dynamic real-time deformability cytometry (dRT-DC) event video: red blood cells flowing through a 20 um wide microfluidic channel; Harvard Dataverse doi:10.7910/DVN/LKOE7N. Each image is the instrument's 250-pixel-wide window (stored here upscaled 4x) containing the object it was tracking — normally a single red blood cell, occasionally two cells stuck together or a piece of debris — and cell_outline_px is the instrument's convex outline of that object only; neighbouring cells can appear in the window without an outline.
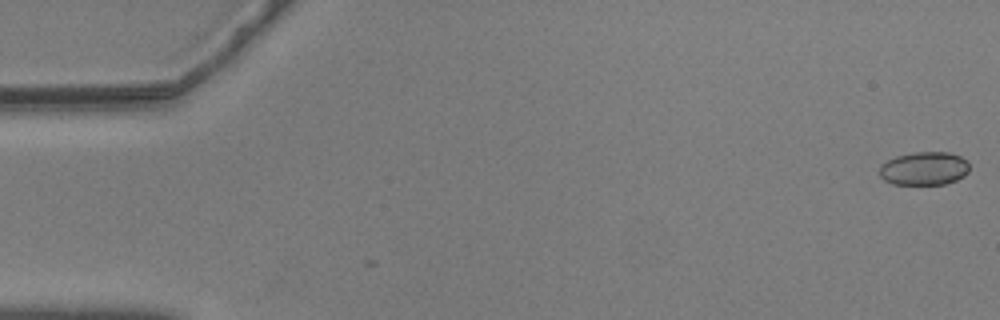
{"species": "common noctule bat (a hibernating species)", "species_latin": "Nyctalus noctula", "temperature_condition": "warm", "stored_images_in_passage": 57, "camera_frame_rate_fps": 3000, "um_per_image_px": 0.085, "animal": {"sex": "male", "body_mass_g": 20.5, "forearm_length_mm": 52.5}, "frame": {"image": 1, "passage_image": 1, "time_ms": 0.0, "image_size_px": [1000, 320], "cell_outline_px": [[968, 172], [964, 176], [956, 180], [944, 184], [892, 184], [884, 180], [880, 176], [880, 164], [896, 156], [912, 152], [948, 152], [960, 156], [968, 160]], "centroid_in_image_um": [78.55, 14.31], "position_along_channel_um": 6.4, "area_um2": 17.57}}
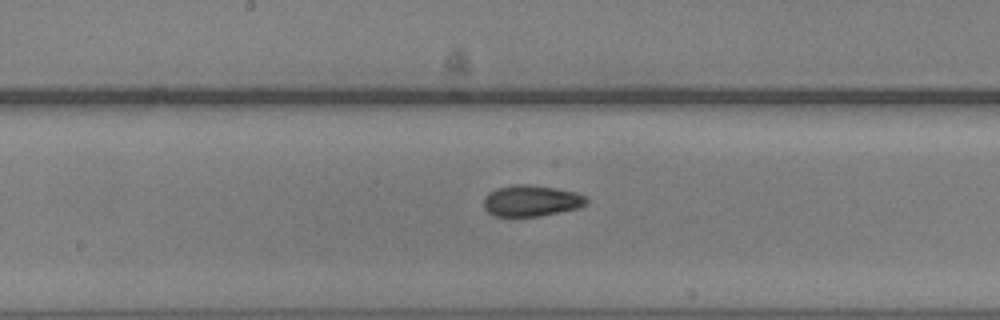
{"frame": {"image": 2, "passage_image": 30, "time_ms": 9.667, "image_size_px": [1000, 320], "cell_outline_px": [[588, 204], [580, 208], [540, 216], [492, 216], [484, 208], [484, 196], [488, 192], [496, 188], [512, 184], [528, 184], [556, 188], [576, 192], [584, 196], [588, 200]], "centroid_in_image_um": [45.15, 17.06], "position_along_channel_um": 203.0, "area_um2": 18.96}}
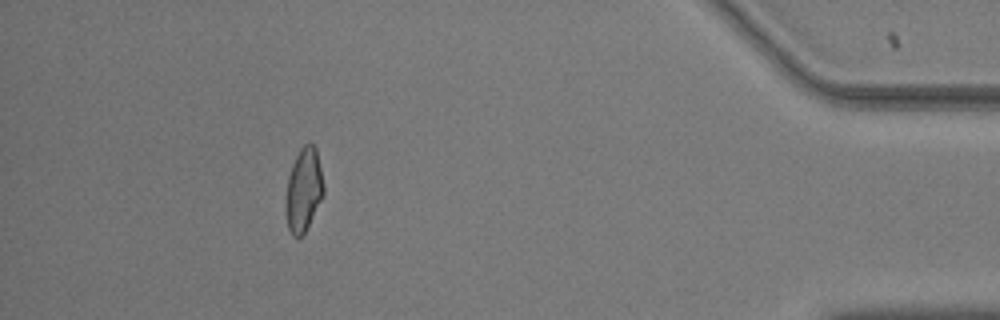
{"frame": {"image": 3, "passage_image": 52, "time_ms": 17.0, "image_size_px": [1000, 320], "cell_outline_px": [[324, 192], [304, 232], [300, 236], [292, 236], [288, 228], [284, 212], [284, 208], [288, 176], [292, 164], [300, 148], [304, 144], [312, 144], [316, 148], [324, 184]], "centroid_in_image_um": [25.77, 16.12], "position_along_channel_um": 409.4, "area_um2": 18.26}, "authors_computed_cell_mechanics": {"area_um2": 18.496, "velocity_mm_per_s": 3.5725, "shape_relaxation_time_tau1_ms": 8.9221, "shape_relaxation_time_tau2_ms": 2.7106, "deformation_change_tau1": 0.2167, "deformation_change_tau2": 0.0837}}